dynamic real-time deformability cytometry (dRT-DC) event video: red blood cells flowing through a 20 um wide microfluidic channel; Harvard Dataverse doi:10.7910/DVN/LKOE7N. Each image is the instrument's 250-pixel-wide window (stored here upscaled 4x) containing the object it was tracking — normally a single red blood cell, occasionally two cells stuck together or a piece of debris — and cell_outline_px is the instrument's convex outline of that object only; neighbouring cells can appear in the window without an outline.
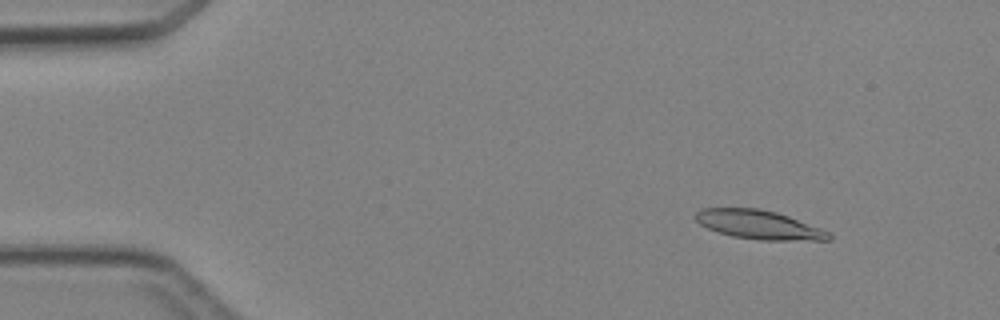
{"species": "Egyptian fruit bat (a non-hibernating species)", "species_latin": "Rousettus aegyptiacus", "temperature_condition": "cold", "stored_images_in_passage": 5, "camera_frame_rate_fps": 3000, "um_per_image_px": 0.085, "animal": {"sex": "female"}, "frame": {"image": 1, "passage_image": 2, "time_ms": 1.333, "image_size_px": [1000, 320], "cell_outline_px": [[832, 240], [760, 240], [732, 236], [708, 228], [700, 224], [692, 216], [700, 208], [760, 208], [776, 212], [788, 216], [820, 228], [828, 232], [832, 236]], "centroid_in_image_um": [64.48, 19.09], "position_along_channel_um": 20.5, "area_um2": 22.37}}
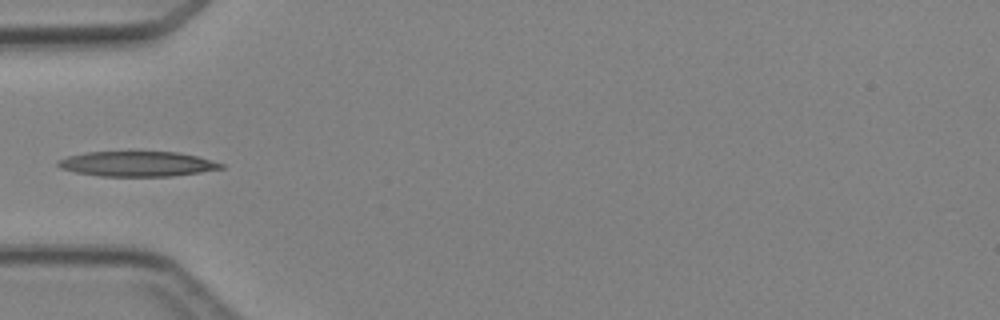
{"frame": {"image": 2, "passage_image": 5, "time_ms": 4.667, "image_size_px": [1000, 320], "cell_outline_px": [[224, 168], [200, 172], [172, 176], [100, 176], [76, 172], [60, 168], [56, 164], [56, 160], [68, 156], [88, 152], [176, 152], [196, 156], [224, 164]], "centroid_in_image_um": [11.63, 13.93], "position_along_channel_um": 73.4, "area_um2": 23.64}}